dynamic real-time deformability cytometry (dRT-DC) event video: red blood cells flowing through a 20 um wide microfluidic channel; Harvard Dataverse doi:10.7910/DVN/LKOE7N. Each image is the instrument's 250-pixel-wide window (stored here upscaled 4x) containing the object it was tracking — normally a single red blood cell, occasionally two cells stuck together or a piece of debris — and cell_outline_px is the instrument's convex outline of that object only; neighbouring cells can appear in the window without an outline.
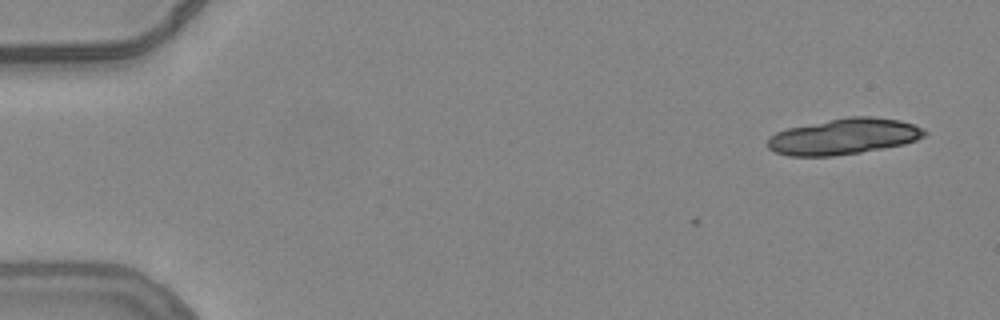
{"species": "common noctule bat (a hibernating species)", "species_latin": "Nyctalus noctula", "temperature_condition": "warm", "stored_images_in_passage": 2, "camera_frame_rate_fps": 3000, "um_per_image_px": 0.085, "animal": {"sex": "female", "body_mass_g": 24.6, "forearm_length_mm": 56.2}, "frame": {"image": 1, "passage_image": 2, "time_ms": 0.333, "image_size_px": [1000, 320], "cell_outline_px": [[928, 132], [924, 136], [916, 140], [904, 144], [860, 152], [832, 156], [788, 156], [776, 152], [768, 148], [768, 136], [776, 132], [788, 128], [848, 116], [872, 116], [900, 120], [924, 128]], "centroid_in_image_um": [71.73, 11.6], "position_along_channel_um": 13.3, "area_um2": 32.83}}